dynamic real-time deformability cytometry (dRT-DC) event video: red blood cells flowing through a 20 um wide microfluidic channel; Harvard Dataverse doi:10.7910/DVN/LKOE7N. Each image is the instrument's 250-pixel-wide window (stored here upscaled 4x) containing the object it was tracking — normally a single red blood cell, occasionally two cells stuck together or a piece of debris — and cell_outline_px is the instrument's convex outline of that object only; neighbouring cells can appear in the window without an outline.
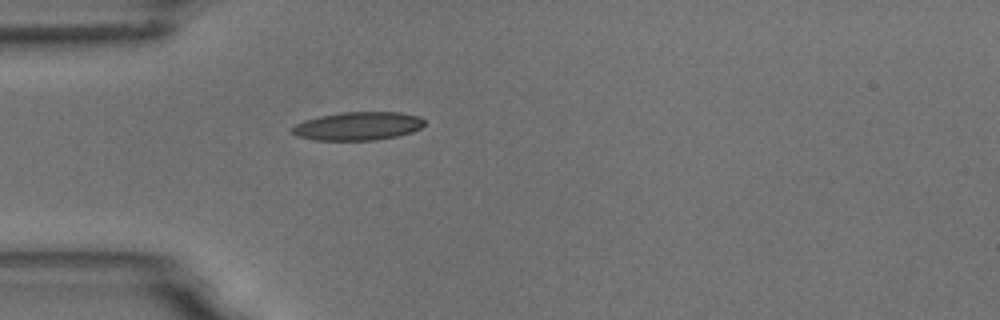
{"species": "common noctule bat (a hibernating species)", "species_latin": "Nyctalus noctula", "temperature_condition": "room temperature", "stored_images_in_passage": 1, "camera_frame_rate_fps": 3000, "um_per_image_px": 0.085, "animal": {"sex": "male", "body_mass_g": 18.8}, "frame": {"image": 1, "passage_image": 1, "time_ms": 0.0, "image_size_px": [1000, 320], "cell_outline_px": [[424, 124], [420, 128], [412, 132], [396, 136], [376, 140], [312, 140], [296, 136], [288, 132], [296, 124], [304, 120], [320, 116], [340, 112], [400, 112], [420, 116], [424, 120]], "centroid_in_image_um": [30.39, 10.72], "position_along_channel_um": 54.6, "area_um2": 22.02}}